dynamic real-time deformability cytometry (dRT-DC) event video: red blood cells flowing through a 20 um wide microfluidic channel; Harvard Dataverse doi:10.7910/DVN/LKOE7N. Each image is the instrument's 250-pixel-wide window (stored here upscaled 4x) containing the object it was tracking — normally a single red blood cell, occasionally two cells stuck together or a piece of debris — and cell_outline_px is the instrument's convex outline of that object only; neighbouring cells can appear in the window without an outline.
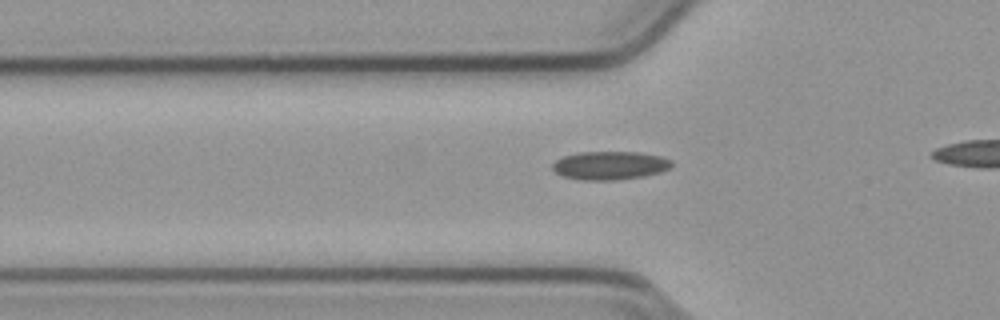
{"species": "common noctule bat (a hibernating species)", "species_latin": "Nyctalus noctula", "temperature_condition": "cold", "stored_images_in_passage": 12, "camera_frame_rate_fps": 3000, "um_per_image_px": 0.085, "animal": {"sex": "male", "body_mass_g": 23.1, "forearm_length_mm": 52.7}, "frame": {"image": 1, "passage_image": 3, "time_ms": 0.667, "image_size_px": [1000, 320], "cell_outline_px": [[672, 164], [668, 168], [660, 172], [644, 176], [616, 180], [580, 180], [564, 176], [556, 172], [552, 168], [552, 164], [556, 160], [564, 156], [580, 152], [640, 152], [660, 156], [672, 160]], "centroid_in_image_um": [51.84, 14.06], "position_along_channel_um": 74.0, "area_um2": 19.65}}
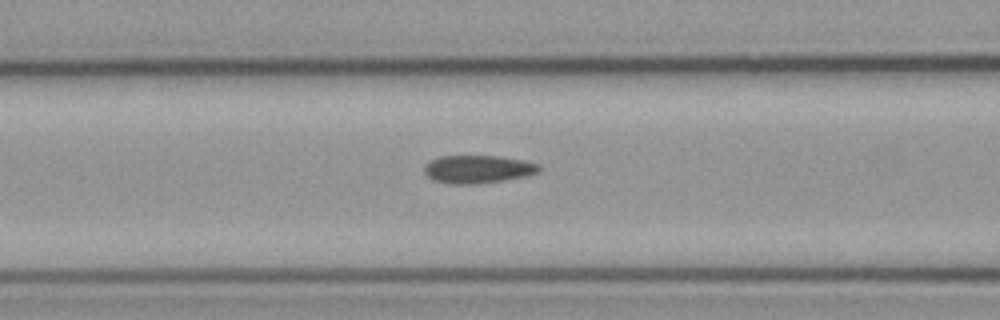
{"frame": {"image": 2, "passage_image": 7, "time_ms": 2.0, "image_size_px": [1000, 320], "cell_outline_px": [[540, 168], [536, 172], [524, 176], [476, 184], [448, 184], [432, 180], [424, 172], [424, 164], [428, 160], [440, 156], [500, 156], [524, 160], [540, 164]], "centroid_in_image_um": [40.54, 14.37], "position_along_channel_um": 126.1, "area_um2": 18.73}}
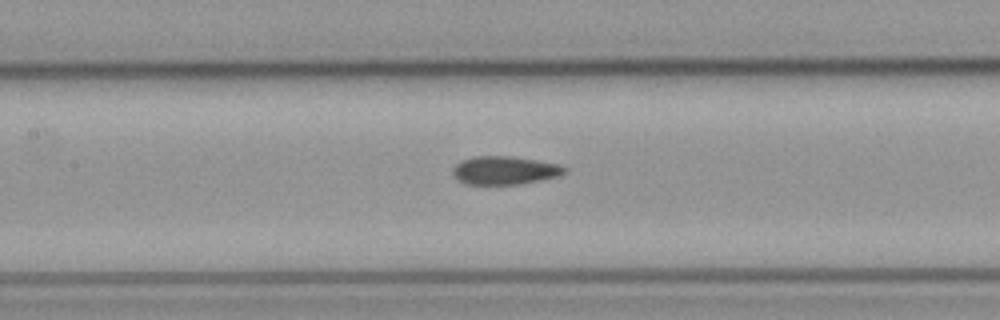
{"frame": {"image": 3, "passage_image": 10, "time_ms": 3.0, "image_size_px": [1000, 320], "cell_outline_px": [[568, 172], [556, 176], [516, 184], [468, 184], [460, 180], [452, 172], [452, 168], [456, 164], [464, 160], [476, 156], [508, 156], [556, 164], [568, 168]], "centroid_in_image_um": [42.88, 14.48], "position_along_channel_um": 164.5, "area_um2": 17.8}}